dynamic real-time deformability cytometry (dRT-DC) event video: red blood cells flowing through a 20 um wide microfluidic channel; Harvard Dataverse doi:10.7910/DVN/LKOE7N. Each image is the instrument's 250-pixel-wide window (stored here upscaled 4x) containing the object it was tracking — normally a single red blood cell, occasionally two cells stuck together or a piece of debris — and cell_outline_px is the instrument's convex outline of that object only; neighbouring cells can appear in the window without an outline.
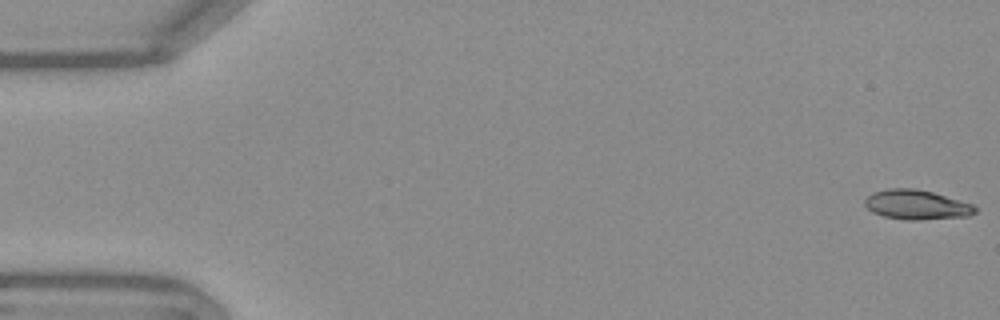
{"species": "Egyptian fruit bat (a non-hibernating species)", "species_latin": "Rousettus aegyptiacus", "temperature_condition": "warm", "stored_images_in_passage": 49, "camera_frame_rate_fps": 3000, "um_per_image_px": 0.085, "frame": {"image": 1, "passage_image": 1, "time_ms": 0.0, "image_size_px": [1000, 320], "cell_outline_px": [[976, 212], [968, 216], [920, 220], [904, 220], [884, 216], [872, 212], [864, 204], [864, 200], [872, 192], [888, 188], [912, 188], [932, 192], [972, 204], [976, 208]], "centroid_in_image_um": [77.87, 17.4], "position_along_channel_um": 7.1, "area_um2": 18.96}}
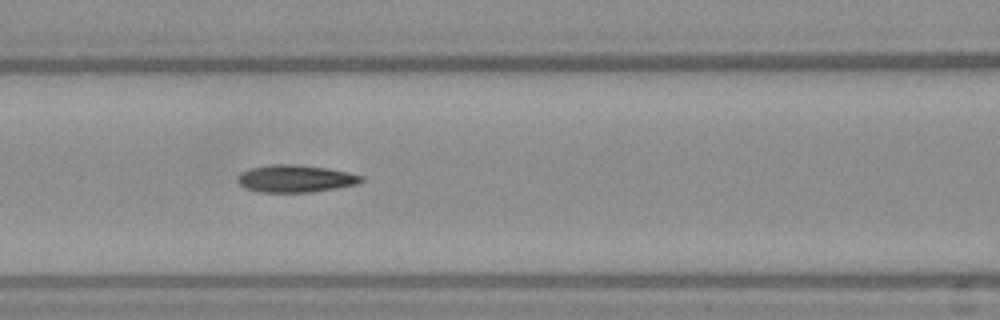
{"frame": {"image": 2, "passage_image": 23, "time_ms": 7.333, "image_size_px": [1000, 320], "cell_outline_px": [[364, 180], [356, 184], [336, 188], [312, 192], [260, 192], [244, 188], [236, 180], [236, 176], [240, 172], [252, 168], [272, 164], [296, 164], [328, 168], [348, 172], [364, 176]], "centroid_in_image_um": [25.09, 15.18], "position_along_channel_um": 141.5, "area_um2": 19.83}}
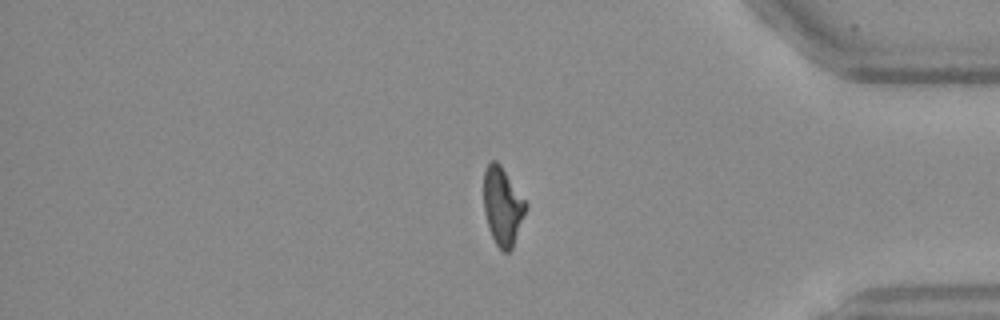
{"frame": {"image": 3, "passage_image": 45, "time_ms": 14.667, "image_size_px": [1000, 320], "cell_outline_px": [[528, 204], [512, 248], [508, 252], [504, 252], [496, 244], [488, 228], [484, 212], [484, 168], [492, 160], [496, 160], [500, 164]], "centroid_in_image_um": [42.7, 17.51], "position_along_channel_um": 392.5, "area_um2": 18.96}}